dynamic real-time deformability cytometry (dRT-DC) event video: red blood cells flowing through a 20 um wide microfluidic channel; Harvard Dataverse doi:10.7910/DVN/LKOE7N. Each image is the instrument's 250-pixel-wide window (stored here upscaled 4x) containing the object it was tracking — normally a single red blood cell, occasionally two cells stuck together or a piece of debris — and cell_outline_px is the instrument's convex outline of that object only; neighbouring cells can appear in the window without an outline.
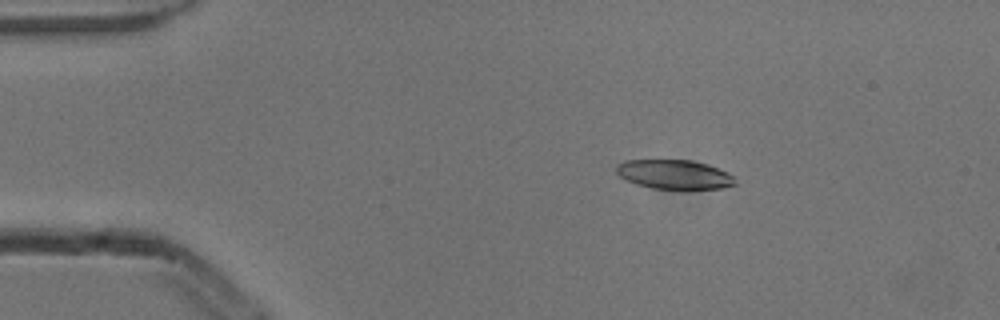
{"species": "common noctule bat (a hibernating species)", "species_latin": "Nyctalus noctula", "temperature_condition": "cold", "stored_images_in_passage": 5, "camera_frame_rate_fps": 3000, "um_per_image_px": 0.085, "animal": {"sex": "male", "body_mass_g": 13.3}, "frame": {"image": 1, "passage_image": 2, "time_ms": 0.333, "image_size_px": [1000, 320], "cell_outline_px": [[736, 184], [720, 188], [652, 188], [636, 184], [620, 176], [616, 172], [616, 164], [624, 160], [692, 160], [708, 164], [728, 172], [732, 176]], "centroid_in_image_um": [57.29, 14.8], "position_along_channel_um": 27.7, "area_um2": 20.0}}
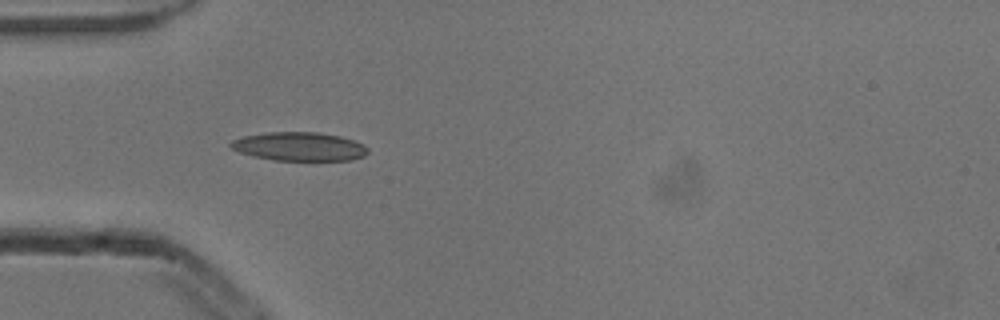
{"frame": {"image": 2, "passage_image": 4, "time_ms": 1.0, "image_size_px": [1000, 320], "cell_outline_px": [[368, 152], [364, 156], [352, 160], [272, 160], [240, 152], [232, 148], [228, 144], [232, 140], [244, 136], [268, 132], [320, 132], [340, 136], [364, 144], [368, 148]], "centroid_in_image_um": [25.47, 12.45], "position_along_channel_um": 59.5, "area_um2": 22.83}}
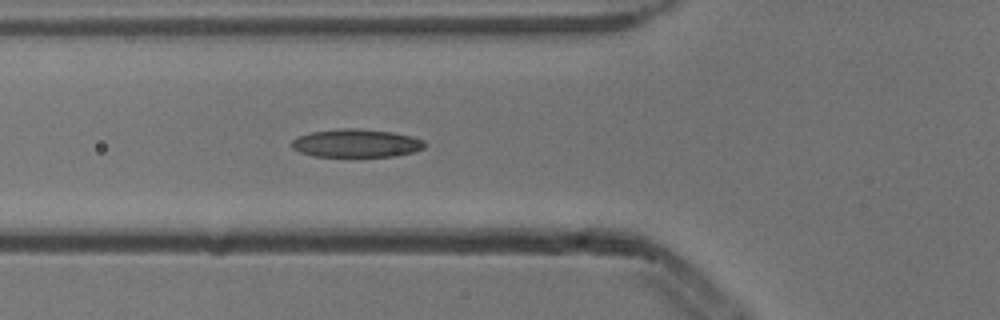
{"frame": {"image": 3, "passage_image": 5, "time_ms": 1.333, "image_size_px": [1000, 320], "cell_outline_px": [[428, 144], [424, 148], [412, 152], [392, 156], [312, 156], [300, 152], [292, 148], [292, 140], [296, 136], [312, 132], [340, 128], [360, 128], [392, 132], [412, 136], [424, 140]], "centroid_in_image_um": [30.29, 12.16], "position_along_channel_um": 95.5, "area_um2": 21.91}}